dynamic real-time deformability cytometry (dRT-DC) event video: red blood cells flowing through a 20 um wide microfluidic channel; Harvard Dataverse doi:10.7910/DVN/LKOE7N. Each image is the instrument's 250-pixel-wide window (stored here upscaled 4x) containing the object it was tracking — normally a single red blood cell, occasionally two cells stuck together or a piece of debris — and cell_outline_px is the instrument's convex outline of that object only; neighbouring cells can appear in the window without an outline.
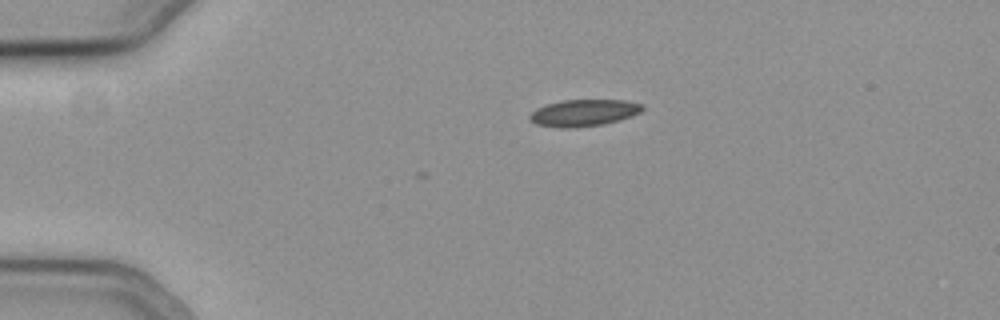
{"species": "common noctule bat (a hibernating species)", "species_latin": "Nyctalus noctula", "temperature_condition": "cold", "stored_images_in_passage": 6, "camera_frame_rate_fps": 3000, "um_per_image_px": 0.085, "animal": {"sex": "female", "body_mass_g": 19.3, "forearm_length_mm": 54.1}, "frame": {"image": 1, "passage_image": 1, "time_ms": 0.0, "image_size_px": [1000, 320], "cell_outline_px": [[644, 108], [640, 112], [632, 116], [620, 120], [604, 124], [572, 128], [560, 128], [536, 124], [528, 120], [528, 116], [536, 108], [560, 100], [624, 100], [644, 104]], "centroid_in_image_um": [49.61, 9.59], "position_along_channel_um": 35.4, "area_um2": 17.74}}